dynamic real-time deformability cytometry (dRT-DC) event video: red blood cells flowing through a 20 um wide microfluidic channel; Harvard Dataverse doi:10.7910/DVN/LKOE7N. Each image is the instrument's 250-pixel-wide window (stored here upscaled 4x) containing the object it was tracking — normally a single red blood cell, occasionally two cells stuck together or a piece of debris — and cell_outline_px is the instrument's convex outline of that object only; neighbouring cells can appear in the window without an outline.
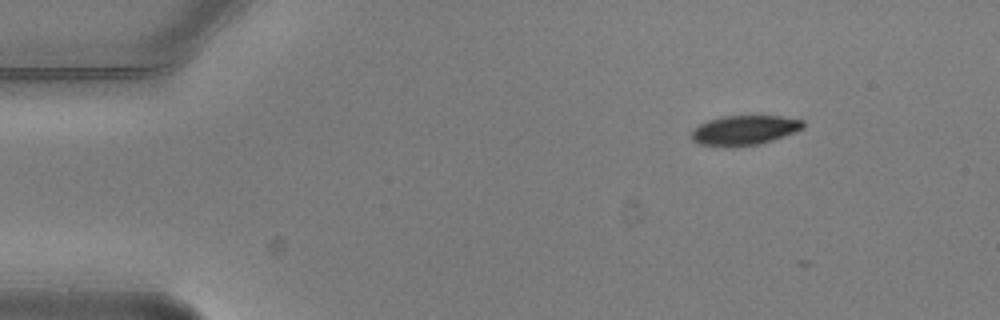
{"species": "common noctule bat (a hibernating species)", "species_latin": "Nyctalus noctula", "temperature_condition": "warm", "stored_images_in_passage": 7, "camera_frame_rate_fps": 3000, "um_per_image_px": 0.085, "animal": {"sex": "male", "body_mass_g": 20.5, "forearm_length_mm": 52.5}, "frame": {"image": 1, "passage_image": 1, "time_ms": 0.0, "image_size_px": [1000, 320], "cell_outline_px": [[804, 128], [796, 132], [760, 144], [700, 144], [692, 140], [692, 132], [700, 124], [708, 120], [724, 116], [780, 116], [804, 120]], "centroid_in_image_um": [63.36, 11.02], "position_along_channel_um": 21.6, "area_um2": 18.55}}
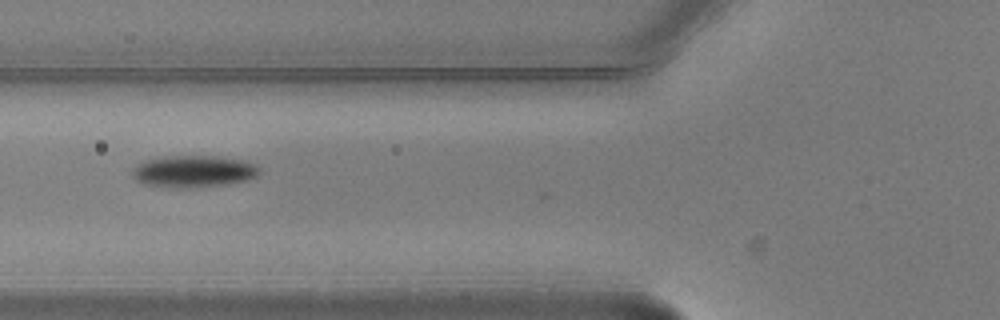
{"frame": {"image": 2, "passage_image": 5, "time_ms": 1.333, "image_size_px": [1000, 320], "cell_outline_px": [[260, 172], [256, 176], [248, 180], [228, 184], [144, 184], [136, 180], [132, 176], [132, 168], [144, 160], [164, 156], [216, 156], [240, 160], [256, 164], [260, 168]], "centroid_in_image_um": [16.48, 14.49], "position_along_channel_um": 109.3, "area_um2": 22.37}}
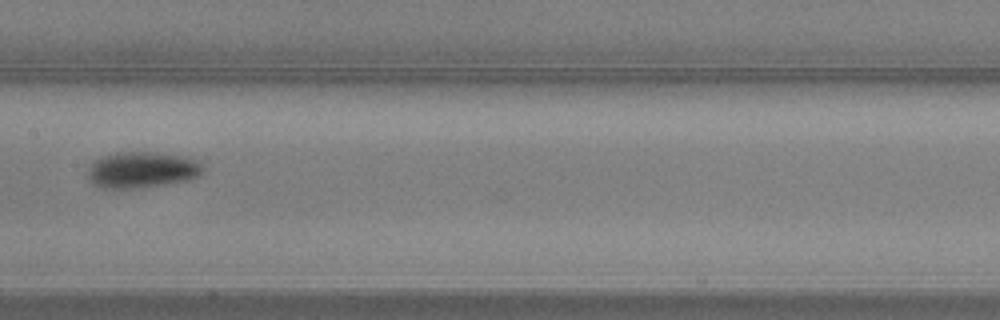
{"frame": {"image": 3, "passage_image": 7, "time_ms": 2.0, "image_size_px": [1000, 320], "cell_outline_px": [[204, 172], [200, 176], [188, 180], [144, 188], [104, 188], [92, 184], [88, 180], [88, 168], [100, 156], [116, 152], [148, 152], [184, 156], [200, 160], [204, 168]], "centroid_in_image_um": [12.1, 14.44], "position_along_channel_um": 195.3, "area_um2": 24.62}}